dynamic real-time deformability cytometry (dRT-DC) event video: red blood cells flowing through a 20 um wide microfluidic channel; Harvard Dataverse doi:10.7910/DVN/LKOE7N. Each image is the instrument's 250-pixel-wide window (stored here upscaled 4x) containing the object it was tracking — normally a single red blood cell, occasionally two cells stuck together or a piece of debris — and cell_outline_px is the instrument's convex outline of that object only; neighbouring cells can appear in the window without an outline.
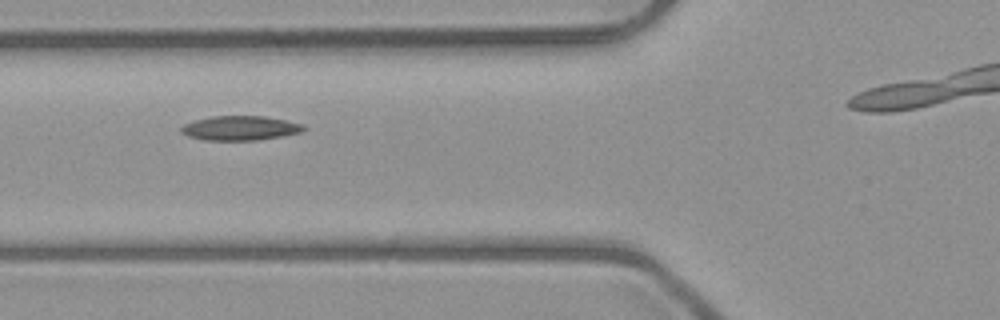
{"species": "common noctule bat (a hibernating species)", "species_latin": "Nyctalus noctula", "temperature_condition": "room temperature", "stored_images_in_passage": 8, "segment_of_instrument_passage": [1, 2], "camera_frame_rate_fps": 3000, "um_per_image_px": 0.085, "animal": {"sex": "male", "body_mass_g": 23.1, "forearm_length_mm": 52.7}, "frame": {"image": 1, "passage_image": 5, "time_ms": 4.333, "image_size_px": [1000, 320], "cell_outline_px": [[304, 128], [300, 132], [280, 136], [256, 140], [204, 140], [188, 136], [180, 132], [180, 128], [184, 124], [196, 120], [212, 116], [264, 116], [304, 124]], "centroid_in_image_um": [20.37, 10.88], "position_along_channel_um": 105.4, "area_um2": 17.22}}
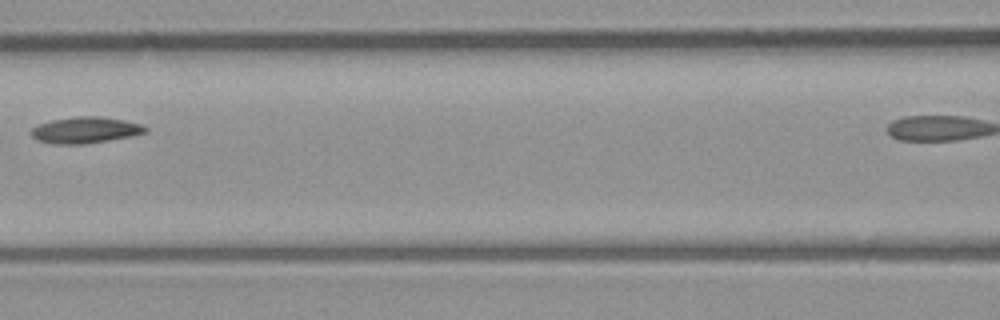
{"frame": {"image": 2, "passage_image": 6, "time_ms": 5.667, "image_size_px": [1000, 320], "cell_outline_px": [[148, 132], [132, 136], [84, 144], [52, 144], [36, 140], [32, 136], [32, 128], [40, 124], [52, 120], [76, 116], [100, 116], [124, 120], [144, 124], [148, 128]], "centroid_in_image_um": [7.3, 11.05], "position_along_channel_um": 159.3, "area_um2": 17.57}}
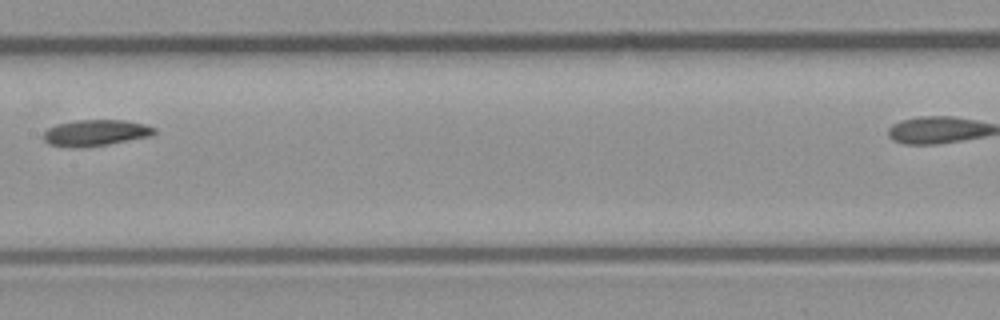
{"frame": {"image": 3, "passage_image": 7, "time_ms": 6.667, "image_size_px": [1000, 320], "cell_outline_px": [[156, 132], [152, 136], [108, 144], [80, 148], [72, 148], [48, 144], [44, 140], [44, 132], [48, 128], [56, 124], [76, 120], [124, 120], [144, 124], [156, 128]], "centroid_in_image_um": [8.12, 11.29], "position_along_channel_um": 199.3, "area_um2": 17.05}}